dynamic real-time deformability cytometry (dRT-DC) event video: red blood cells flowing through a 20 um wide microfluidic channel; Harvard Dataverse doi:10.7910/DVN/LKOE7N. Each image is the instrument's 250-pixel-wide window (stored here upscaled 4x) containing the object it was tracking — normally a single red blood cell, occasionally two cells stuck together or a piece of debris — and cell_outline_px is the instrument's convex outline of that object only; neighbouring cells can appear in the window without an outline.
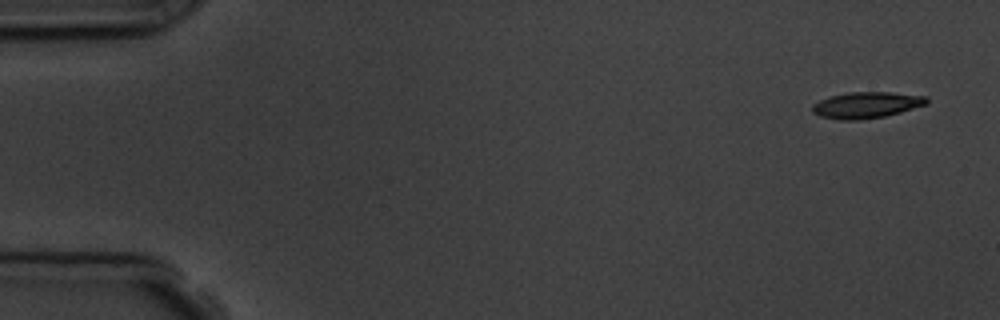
{"species": "common noctule bat (a hibernating species)", "species_latin": "Nyctalus noctula", "temperature_condition": "room temperature", "stored_images_in_passage": 4, "camera_frame_rate_fps": 3000, "um_per_image_px": 0.085, "animal": {"sex": "male", "body_mass_g": 19.5, "forearm_length_mm": 54.6}, "frame": {"image": 1, "passage_image": 1, "time_ms": 0.0, "image_size_px": [1000, 320], "cell_outline_px": [[928, 104], [900, 112], [884, 116], [860, 120], [840, 120], [820, 116], [812, 112], [812, 104], [820, 100], [832, 96], [848, 92], [888, 92], [928, 96]], "centroid_in_image_um": [73.65, 8.93], "position_along_channel_um": 11.3, "area_um2": 17.46}}
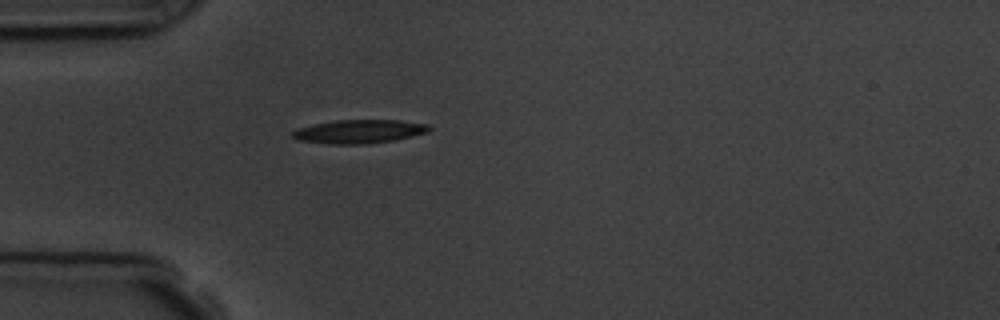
{"frame": {"image": 2, "passage_image": 4, "time_ms": 4.333, "image_size_px": [1000, 320], "cell_outline_px": [[432, 128], [428, 132], [396, 140], [368, 144], [328, 144], [296, 140], [292, 136], [292, 132], [296, 128], [312, 124], [336, 120], [400, 120], [428, 124]], "centroid_in_image_um": [30.52, 11.18], "position_along_channel_um": 54.5, "area_um2": 19.07}}